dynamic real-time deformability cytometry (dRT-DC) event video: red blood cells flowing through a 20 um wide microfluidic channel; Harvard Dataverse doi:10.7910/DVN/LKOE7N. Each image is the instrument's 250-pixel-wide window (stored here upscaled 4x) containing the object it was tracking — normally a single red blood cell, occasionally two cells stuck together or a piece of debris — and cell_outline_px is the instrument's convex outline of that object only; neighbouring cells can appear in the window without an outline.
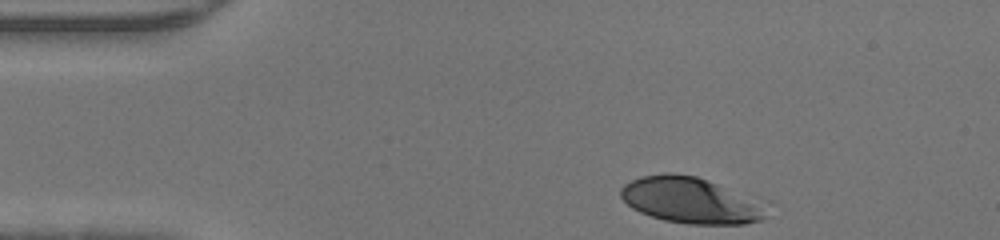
{"species": "human", "species_latin": "Homo sapiens", "temperature_condition": "warm", "stored_images_in_passage": 31, "camera_frame_rate_fps": 3000, "um_per_image_px": 0.085, "donor": {"sex": "male"}, "frame": {"image": 1, "passage_image": 1, "time_ms": 0.0, "image_size_px": [1000, 240], "cell_outline_px": [[772, 200], [764, 220], [744, 224], [688, 224], [664, 220], [640, 212], [632, 208], [620, 196], [620, 188], [624, 184], [640, 176], [664, 172], [672, 172], [696, 176]], "centroid_in_image_um": [58.89, 17.01], "position_along_channel_um": 26.1, "area_um2": 40.75}}
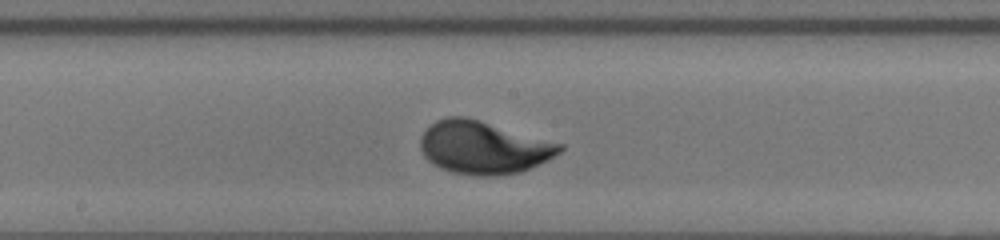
{"frame": {"image": 2, "passage_image": 18, "time_ms": 5.667, "image_size_px": [1000, 240], "cell_outline_px": [[564, 148], [560, 152], [548, 160], [520, 172], [496, 176], [472, 176], [452, 172], [440, 168], [432, 164], [424, 156], [420, 148], [420, 136], [436, 120], [448, 116], [464, 116], [564, 144]], "centroid_in_image_um": [41.08, 12.55], "position_along_channel_um": 207.1, "area_um2": 42.89}}
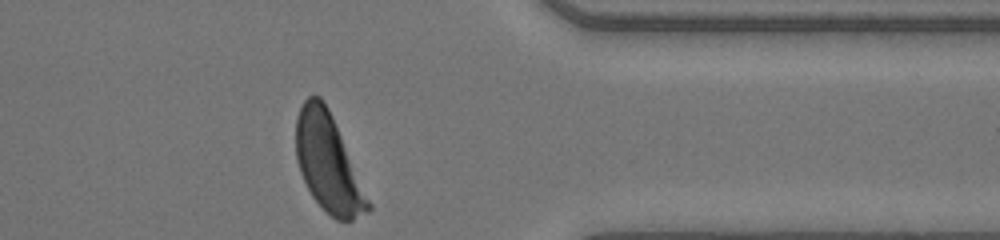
{"frame": {"image": 3, "passage_image": 31, "time_ms": 10.0, "image_size_px": [1000, 240], "cell_outline_px": [[372, 208], [368, 212], [352, 220], [336, 220], [312, 196], [300, 172], [296, 160], [296, 116], [304, 100], [308, 96], [320, 96], [328, 108], [332, 116], [372, 204]], "centroid_in_image_um": [27.9, 13.85], "position_along_channel_um": 383.5, "area_um2": 40.52}}